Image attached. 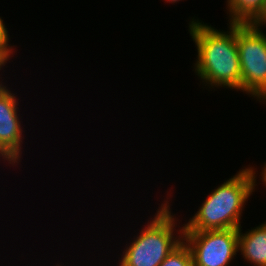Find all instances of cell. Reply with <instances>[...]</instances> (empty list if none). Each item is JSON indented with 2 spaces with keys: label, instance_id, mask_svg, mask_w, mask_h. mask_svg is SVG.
<instances>
[{
  "label": "cell",
  "instance_id": "6da1fadb",
  "mask_svg": "<svg viewBox=\"0 0 266 266\" xmlns=\"http://www.w3.org/2000/svg\"><path fill=\"white\" fill-rule=\"evenodd\" d=\"M190 34L197 45L195 71L211 86L241 89V67L236 39V22H230L227 33L192 21Z\"/></svg>",
  "mask_w": 266,
  "mask_h": 266
},
{
  "label": "cell",
  "instance_id": "7a4b0ae2",
  "mask_svg": "<svg viewBox=\"0 0 266 266\" xmlns=\"http://www.w3.org/2000/svg\"><path fill=\"white\" fill-rule=\"evenodd\" d=\"M254 172L243 169L215 189L183 231L239 229L242 208L255 186Z\"/></svg>",
  "mask_w": 266,
  "mask_h": 266
},
{
  "label": "cell",
  "instance_id": "3957f363",
  "mask_svg": "<svg viewBox=\"0 0 266 266\" xmlns=\"http://www.w3.org/2000/svg\"><path fill=\"white\" fill-rule=\"evenodd\" d=\"M169 208L167 203L161 205L153 221L125 250L120 266H160L182 242L183 236H179L181 239L173 236L175 220Z\"/></svg>",
  "mask_w": 266,
  "mask_h": 266
},
{
  "label": "cell",
  "instance_id": "277c9868",
  "mask_svg": "<svg viewBox=\"0 0 266 266\" xmlns=\"http://www.w3.org/2000/svg\"><path fill=\"white\" fill-rule=\"evenodd\" d=\"M261 23H236L237 48L241 67V90L266 99V35Z\"/></svg>",
  "mask_w": 266,
  "mask_h": 266
},
{
  "label": "cell",
  "instance_id": "5b68a950",
  "mask_svg": "<svg viewBox=\"0 0 266 266\" xmlns=\"http://www.w3.org/2000/svg\"><path fill=\"white\" fill-rule=\"evenodd\" d=\"M179 232L188 243L194 266H227L239 251V229L183 231L181 228Z\"/></svg>",
  "mask_w": 266,
  "mask_h": 266
},
{
  "label": "cell",
  "instance_id": "8992f818",
  "mask_svg": "<svg viewBox=\"0 0 266 266\" xmlns=\"http://www.w3.org/2000/svg\"><path fill=\"white\" fill-rule=\"evenodd\" d=\"M14 94L0 84V155L10 163L20 158L22 130Z\"/></svg>",
  "mask_w": 266,
  "mask_h": 266
},
{
  "label": "cell",
  "instance_id": "52a82bcc",
  "mask_svg": "<svg viewBox=\"0 0 266 266\" xmlns=\"http://www.w3.org/2000/svg\"><path fill=\"white\" fill-rule=\"evenodd\" d=\"M238 250L245 260L255 266H266V223L242 234L241 227L238 234Z\"/></svg>",
  "mask_w": 266,
  "mask_h": 266
},
{
  "label": "cell",
  "instance_id": "ba28073f",
  "mask_svg": "<svg viewBox=\"0 0 266 266\" xmlns=\"http://www.w3.org/2000/svg\"><path fill=\"white\" fill-rule=\"evenodd\" d=\"M230 22L263 23L266 20V0H228Z\"/></svg>",
  "mask_w": 266,
  "mask_h": 266
},
{
  "label": "cell",
  "instance_id": "9c48e42d",
  "mask_svg": "<svg viewBox=\"0 0 266 266\" xmlns=\"http://www.w3.org/2000/svg\"><path fill=\"white\" fill-rule=\"evenodd\" d=\"M160 266H194L193 256L187 243L182 242L163 260Z\"/></svg>",
  "mask_w": 266,
  "mask_h": 266
},
{
  "label": "cell",
  "instance_id": "30bf717a",
  "mask_svg": "<svg viewBox=\"0 0 266 266\" xmlns=\"http://www.w3.org/2000/svg\"><path fill=\"white\" fill-rule=\"evenodd\" d=\"M8 31L3 20L0 18V50L9 58L12 53L11 47L8 46Z\"/></svg>",
  "mask_w": 266,
  "mask_h": 266
},
{
  "label": "cell",
  "instance_id": "8fae6325",
  "mask_svg": "<svg viewBox=\"0 0 266 266\" xmlns=\"http://www.w3.org/2000/svg\"><path fill=\"white\" fill-rule=\"evenodd\" d=\"M8 57L0 50V69L6 63Z\"/></svg>",
  "mask_w": 266,
  "mask_h": 266
},
{
  "label": "cell",
  "instance_id": "7c38bea8",
  "mask_svg": "<svg viewBox=\"0 0 266 266\" xmlns=\"http://www.w3.org/2000/svg\"><path fill=\"white\" fill-rule=\"evenodd\" d=\"M263 176H262V179H263V182H265V185H266V165L264 167V170H263Z\"/></svg>",
  "mask_w": 266,
  "mask_h": 266
},
{
  "label": "cell",
  "instance_id": "4fadbf2b",
  "mask_svg": "<svg viewBox=\"0 0 266 266\" xmlns=\"http://www.w3.org/2000/svg\"><path fill=\"white\" fill-rule=\"evenodd\" d=\"M167 1V0H166ZM169 2L171 1V2H177V1H179V0H168Z\"/></svg>",
  "mask_w": 266,
  "mask_h": 266
}]
</instances>
